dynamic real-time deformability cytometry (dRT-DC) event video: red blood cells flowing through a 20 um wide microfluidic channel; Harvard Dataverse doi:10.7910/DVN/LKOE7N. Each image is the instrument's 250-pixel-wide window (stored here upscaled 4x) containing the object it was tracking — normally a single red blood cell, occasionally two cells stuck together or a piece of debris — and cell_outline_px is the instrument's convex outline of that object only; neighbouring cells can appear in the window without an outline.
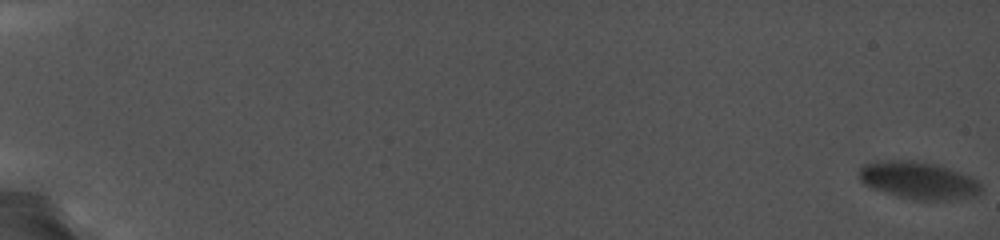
{"species": "common noctule bat (a hibernating species)", "species_latin": "Nyctalus noctula", "temperature_condition": "cold", "stored_images_in_passage": 35, "camera_frame_rate_fps": 5000, "um_per_image_px": 0.085, "animal": {"sex": "female", "body_mass_g": 19.0, "forearm_length_mm": 56.7}, "frame": {"image": 1, "passage_image": 1, "time_ms": 0.0, "image_size_px": [1000, 240], "cell_outline_px": [[980, 192], [976, 196], [956, 200], [916, 200], [900, 196], [872, 188], [864, 184], [860, 180], [860, 168], [864, 164], [876, 160], [924, 160], [972, 176], [980, 184]], "centroid_in_image_um": [78.09, 15.31], "position_along_channel_um": 6.9, "area_um2": 26.76}}
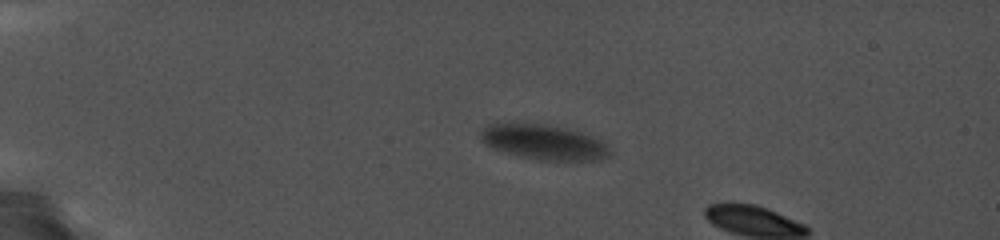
{"frame": {"image": 2, "passage_image": 30, "time_ms": 5.8, "image_size_px": [1000, 240], "cell_outline_px": [[612, 152], [608, 156], [600, 160], [540, 160], [520, 156], [492, 148], [484, 144], [480, 140], [480, 128], [488, 124], [548, 124], [572, 128], [604, 136], [612, 144]], "centroid_in_image_um": [46.4, 12.06], "position_along_channel_um": 38.6, "area_um2": 27.57}}